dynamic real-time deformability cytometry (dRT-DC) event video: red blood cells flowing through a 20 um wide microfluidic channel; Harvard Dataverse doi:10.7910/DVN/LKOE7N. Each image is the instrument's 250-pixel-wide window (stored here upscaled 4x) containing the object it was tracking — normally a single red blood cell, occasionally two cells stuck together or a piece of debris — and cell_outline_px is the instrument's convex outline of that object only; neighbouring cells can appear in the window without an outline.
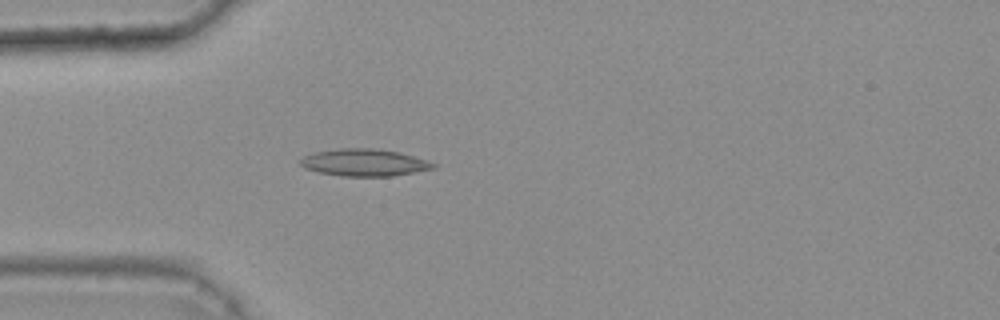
{"species": "common noctule bat (a hibernating species)", "species_latin": "Nyctalus noctula", "temperature_condition": "warm", "stored_images_in_passage": 32, "camera_frame_rate_fps": 3000, "um_per_image_px": 0.085, "animal": {"sex": "female", "body_mass_g": 25.1}, "frame": {"image": 1, "passage_image": 1, "time_ms": 0.0, "image_size_px": [1000, 320], "cell_outline_px": [[436, 168], [392, 176], [344, 176], [320, 172], [304, 168], [300, 164], [300, 160], [304, 156], [312, 152], [340, 148], [372, 148], [400, 152], [436, 164]], "centroid_in_image_um": [30.93, 13.81], "position_along_channel_um": 54.1, "area_um2": 20.87}}
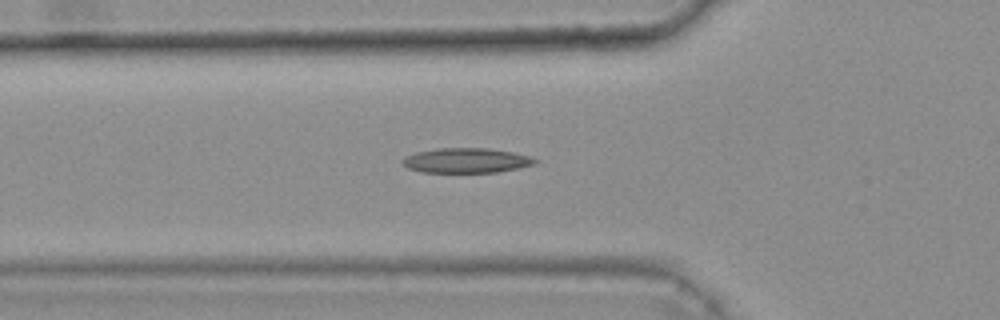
{"frame": {"image": 2, "passage_image": 4, "time_ms": 1.0, "image_size_px": [1000, 320], "cell_outline_px": [[540, 160], [536, 164], [520, 168], [496, 172], [420, 172], [408, 168], [400, 164], [400, 160], [404, 156], [416, 152], [436, 148], [488, 148], [512, 152], [532, 156]], "centroid_in_image_um": [39.63, 13.64], "position_along_channel_um": 86.2, "area_um2": 19.54}}
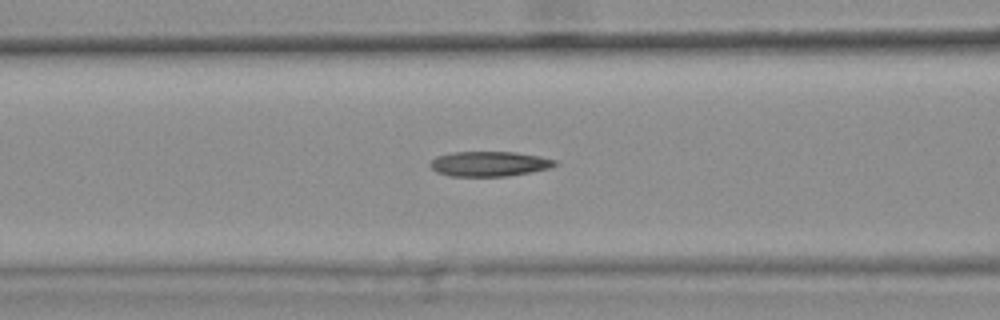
{"frame": {"image": 3, "passage_image": 7, "time_ms": 2.0, "image_size_px": [1000, 320], "cell_outline_px": [[560, 164], [548, 168], [532, 172], [508, 176], [448, 176], [436, 172], [428, 164], [436, 156], [452, 152], [516, 152], [540, 156], [556, 160]], "centroid_in_image_um": [41.59, 13.92], "position_along_channel_um": 125.0, "area_um2": 18.32}, "authors_computed_cell_mechanics": {"area_um2": 18.2937, "velocity_mm_per_s": 3.8343, "shape_relaxation_time_tau1_ms": null, "shape_relaxation_time_tau2_ms": 6.0925, "deformation_change_tau1": null, "deformation_change_tau2": 0.1746}}